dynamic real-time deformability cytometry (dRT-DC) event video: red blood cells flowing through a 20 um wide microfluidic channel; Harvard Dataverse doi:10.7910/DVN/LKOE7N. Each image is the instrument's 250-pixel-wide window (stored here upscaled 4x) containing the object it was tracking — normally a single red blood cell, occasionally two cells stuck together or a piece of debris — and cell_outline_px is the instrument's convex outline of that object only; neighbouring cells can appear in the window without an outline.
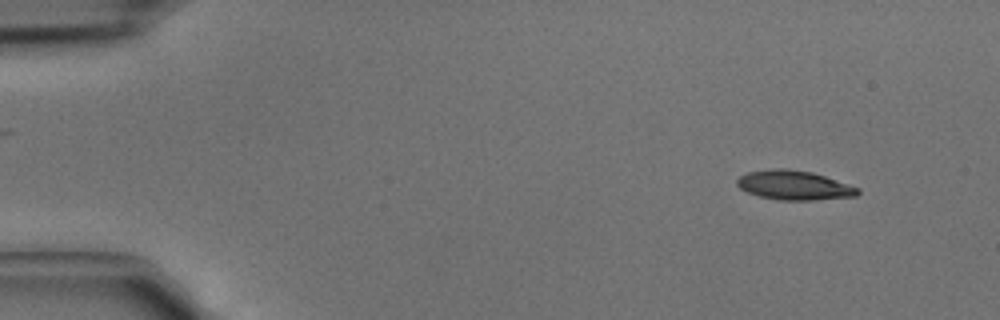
{"species": "common noctule bat (a hibernating species)", "species_latin": "Nyctalus noctula", "temperature_condition": "cold", "stored_images_in_passage": 4, "camera_frame_rate_fps": 3000, "um_per_image_px": 0.085, "animal": {"sex": "male", "body_mass_g": 15.6}, "frame": {"image": 1, "passage_image": 1, "time_ms": 0.0, "image_size_px": [1000, 320], "cell_outline_px": [[860, 192], [856, 196], [812, 200], [780, 200], [760, 196], [748, 192], [740, 188], [736, 184], [736, 180], [740, 176], [748, 172], [772, 168], [784, 168], [812, 172], [860, 188]], "centroid_in_image_um": [67.49, 15.74], "position_along_channel_um": 17.5, "area_um2": 20.52}}
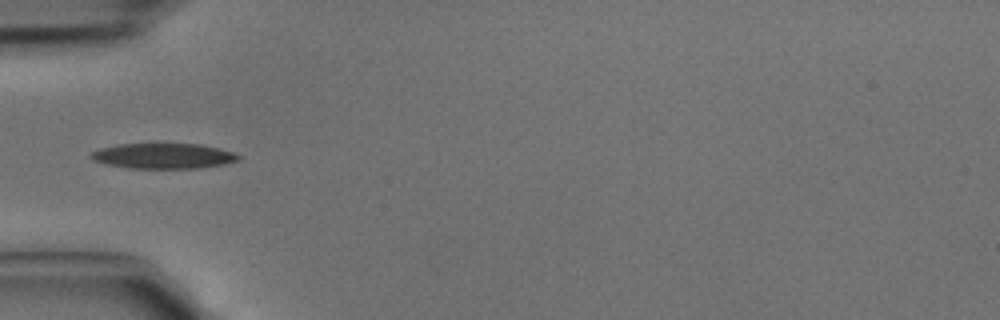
{"frame": {"image": 2, "passage_image": 4, "time_ms": 1.0, "image_size_px": [1000, 320], "cell_outline_px": [[240, 160], [224, 164], [200, 168], [128, 168], [108, 164], [92, 160], [88, 156], [92, 152], [100, 148], [116, 144], [156, 140], [200, 144], [220, 148], [232, 152], [240, 156]], "centroid_in_image_um": [13.85, 13.19], "position_along_channel_um": 71.1, "area_um2": 23.0}}